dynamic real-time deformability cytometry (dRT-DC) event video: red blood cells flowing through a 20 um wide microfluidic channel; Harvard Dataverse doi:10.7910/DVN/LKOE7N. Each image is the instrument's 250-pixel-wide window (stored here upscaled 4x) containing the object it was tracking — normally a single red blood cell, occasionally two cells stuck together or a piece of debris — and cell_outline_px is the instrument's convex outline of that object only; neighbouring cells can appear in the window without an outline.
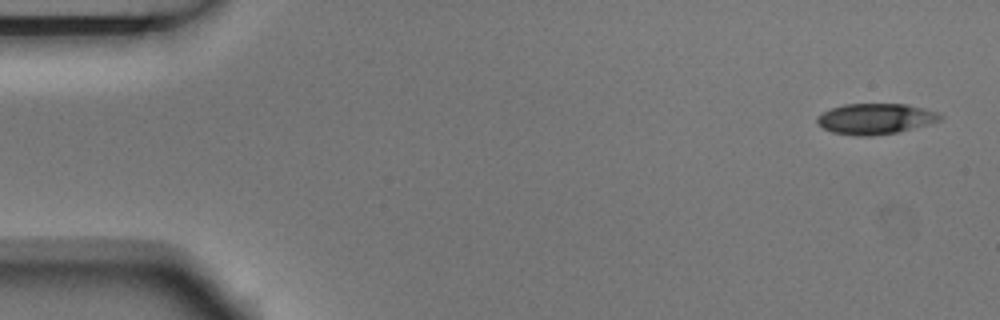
{"species": "Egyptian fruit bat (a non-hibernating species)", "species_latin": "Rousettus aegyptiacus", "temperature_condition": "room temperature", "stored_images_in_passage": 6, "camera_frame_rate_fps": 3000, "um_per_image_px": 0.085, "animal": {"sex": "male"}, "frame": {"image": 1, "passage_image": 1, "time_ms": 0.0, "image_size_px": [1000, 320], "cell_outline_px": [[944, 116], [940, 120], [928, 124], [900, 132], [872, 136], [856, 136], [832, 132], [824, 128], [816, 120], [824, 112], [832, 108], [844, 104], [908, 104], [924, 108], [936, 112]], "centroid_in_image_um": [74.45, 10.1], "position_along_channel_um": 10.5, "area_um2": 21.91}}
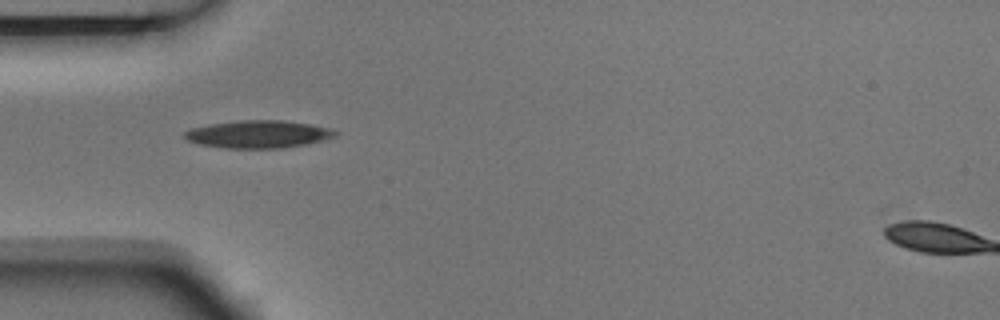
{"frame": {"image": 2, "passage_image": 5, "time_ms": 1.333, "image_size_px": [1000, 320], "cell_outline_px": [[340, 132], [336, 136], [304, 144], [284, 148], [224, 148], [200, 144], [188, 140], [184, 136], [184, 132], [192, 128], [208, 124], [236, 120], [284, 120], [308, 124], [328, 128]], "centroid_in_image_um": [21.93, 11.4], "position_along_channel_um": 63.1, "area_um2": 24.1}}
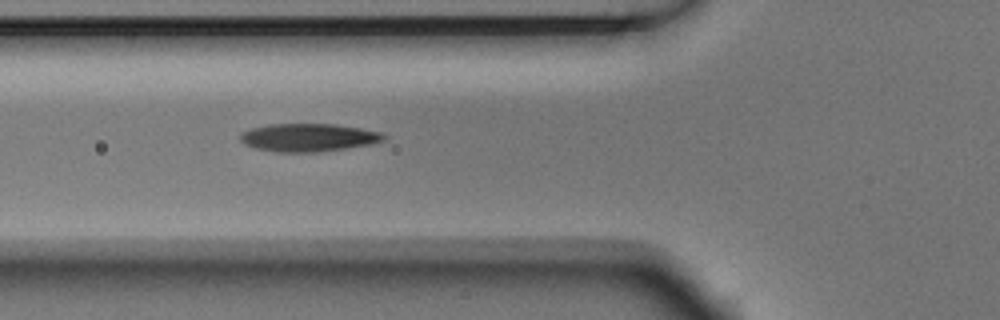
{"frame": {"image": 3, "passage_image": 6, "time_ms": 1.667, "image_size_px": [1000, 320], "cell_outline_px": [[388, 136], [384, 140], [372, 144], [316, 152], [276, 152], [256, 148], [244, 144], [240, 140], [240, 132], [252, 128], [268, 124], [336, 124], [360, 128], [380, 132]], "centroid_in_image_um": [26.2, 11.68], "position_along_channel_um": 99.6, "area_um2": 23.41}}